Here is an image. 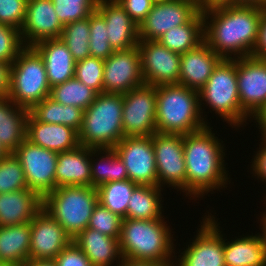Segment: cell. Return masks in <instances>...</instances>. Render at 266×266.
I'll return each instance as SVG.
<instances>
[{
  "instance_id": "26",
  "label": "cell",
  "mask_w": 266,
  "mask_h": 266,
  "mask_svg": "<svg viewBox=\"0 0 266 266\" xmlns=\"http://www.w3.org/2000/svg\"><path fill=\"white\" fill-rule=\"evenodd\" d=\"M73 242L89 258L92 266H116L123 260L119 239L99 231L86 228L73 238ZM115 261L118 264L113 265Z\"/></svg>"
},
{
  "instance_id": "50",
  "label": "cell",
  "mask_w": 266,
  "mask_h": 266,
  "mask_svg": "<svg viewBox=\"0 0 266 266\" xmlns=\"http://www.w3.org/2000/svg\"><path fill=\"white\" fill-rule=\"evenodd\" d=\"M251 118L252 120L253 118L256 120L255 122L259 125L258 128L260 127L259 131H261V136L264 137L266 135V103L262 105Z\"/></svg>"
},
{
  "instance_id": "13",
  "label": "cell",
  "mask_w": 266,
  "mask_h": 266,
  "mask_svg": "<svg viewBox=\"0 0 266 266\" xmlns=\"http://www.w3.org/2000/svg\"><path fill=\"white\" fill-rule=\"evenodd\" d=\"M114 149L124 162L129 180L137 185L158 186L153 135L124 137Z\"/></svg>"
},
{
  "instance_id": "33",
  "label": "cell",
  "mask_w": 266,
  "mask_h": 266,
  "mask_svg": "<svg viewBox=\"0 0 266 266\" xmlns=\"http://www.w3.org/2000/svg\"><path fill=\"white\" fill-rule=\"evenodd\" d=\"M29 112L40 122L63 124L79 132L84 110L77 106L63 105L47 97Z\"/></svg>"
},
{
  "instance_id": "32",
  "label": "cell",
  "mask_w": 266,
  "mask_h": 266,
  "mask_svg": "<svg viewBox=\"0 0 266 266\" xmlns=\"http://www.w3.org/2000/svg\"><path fill=\"white\" fill-rule=\"evenodd\" d=\"M161 191L163 188L159 186L138 185L130 197L125 218L136 220L163 218Z\"/></svg>"
},
{
  "instance_id": "40",
  "label": "cell",
  "mask_w": 266,
  "mask_h": 266,
  "mask_svg": "<svg viewBox=\"0 0 266 266\" xmlns=\"http://www.w3.org/2000/svg\"><path fill=\"white\" fill-rule=\"evenodd\" d=\"M104 59L88 56L75 63V78L98 94L103 93Z\"/></svg>"
},
{
  "instance_id": "8",
  "label": "cell",
  "mask_w": 266,
  "mask_h": 266,
  "mask_svg": "<svg viewBox=\"0 0 266 266\" xmlns=\"http://www.w3.org/2000/svg\"><path fill=\"white\" fill-rule=\"evenodd\" d=\"M50 89L41 55L33 46H26L11 65L8 97L30 111L49 97Z\"/></svg>"
},
{
  "instance_id": "21",
  "label": "cell",
  "mask_w": 266,
  "mask_h": 266,
  "mask_svg": "<svg viewBox=\"0 0 266 266\" xmlns=\"http://www.w3.org/2000/svg\"><path fill=\"white\" fill-rule=\"evenodd\" d=\"M222 58L203 41L180 55L179 84L199 91Z\"/></svg>"
},
{
  "instance_id": "22",
  "label": "cell",
  "mask_w": 266,
  "mask_h": 266,
  "mask_svg": "<svg viewBox=\"0 0 266 266\" xmlns=\"http://www.w3.org/2000/svg\"><path fill=\"white\" fill-rule=\"evenodd\" d=\"M26 139L57 153L73 150L80 145L78 132L73 128L63 124L40 122L30 112L26 121Z\"/></svg>"
},
{
  "instance_id": "28",
  "label": "cell",
  "mask_w": 266,
  "mask_h": 266,
  "mask_svg": "<svg viewBox=\"0 0 266 266\" xmlns=\"http://www.w3.org/2000/svg\"><path fill=\"white\" fill-rule=\"evenodd\" d=\"M30 222L0 226V261L4 266H21L29 262Z\"/></svg>"
},
{
  "instance_id": "43",
  "label": "cell",
  "mask_w": 266,
  "mask_h": 266,
  "mask_svg": "<svg viewBox=\"0 0 266 266\" xmlns=\"http://www.w3.org/2000/svg\"><path fill=\"white\" fill-rule=\"evenodd\" d=\"M28 0H0V23L21 29Z\"/></svg>"
},
{
  "instance_id": "7",
  "label": "cell",
  "mask_w": 266,
  "mask_h": 266,
  "mask_svg": "<svg viewBox=\"0 0 266 266\" xmlns=\"http://www.w3.org/2000/svg\"><path fill=\"white\" fill-rule=\"evenodd\" d=\"M98 203L97 188L93 186L57 187L43 198L46 210L75 238L88 227L94 207Z\"/></svg>"
},
{
  "instance_id": "56",
  "label": "cell",
  "mask_w": 266,
  "mask_h": 266,
  "mask_svg": "<svg viewBox=\"0 0 266 266\" xmlns=\"http://www.w3.org/2000/svg\"><path fill=\"white\" fill-rule=\"evenodd\" d=\"M153 3H163V2H168L171 0H151Z\"/></svg>"
},
{
  "instance_id": "1",
  "label": "cell",
  "mask_w": 266,
  "mask_h": 266,
  "mask_svg": "<svg viewBox=\"0 0 266 266\" xmlns=\"http://www.w3.org/2000/svg\"><path fill=\"white\" fill-rule=\"evenodd\" d=\"M262 8L230 5L203 12L204 41L222 59L252 56Z\"/></svg>"
},
{
  "instance_id": "3",
  "label": "cell",
  "mask_w": 266,
  "mask_h": 266,
  "mask_svg": "<svg viewBox=\"0 0 266 266\" xmlns=\"http://www.w3.org/2000/svg\"><path fill=\"white\" fill-rule=\"evenodd\" d=\"M164 218L136 220L123 218L119 238L123 259L143 262H174L175 239ZM174 254V255H173ZM172 260V261H171Z\"/></svg>"
},
{
  "instance_id": "44",
  "label": "cell",
  "mask_w": 266,
  "mask_h": 266,
  "mask_svg": "<svg viewBox=\"0 0 266 266\" xmlns=\"http://www.w3.org/2000/svg\"><path fill=\"white\" fill-rule=\"evenodd\" d=\"M57 266H92L89 258L72 242L54 259Z\"/></svg>"
},
{
  "instance_id": "46",
  "label": "cell",
  "mask_w": 266,
  "mask_h": 266,
  "mask_svg": "<svg viewBox=\"0 0 266 266\" xmlns=\"http://www.w3.org/2000/svg\"><path fill=\"white\" fill-rule=\"evenodd\" d=\"M260 140L261 144H259V150L256 151L257 154L253 159L252 164H251V168L250 170H252L253 176H257V180L258 178L264 182L266 181V139L264 137H262ZM261 147V148H260Z\"/></svg>"
},
{
  "instance_id": "2",
  "label": "cell",
  "mask_w": 266,
  "mask_h": 266,
  "mask_svg": "<svg viewBox=\"0 0 266 266\" xmlns=\"http://www.w3.org/2000/svg\"><path fill=\"white\" fill-rule=\"evenodd\" d=\"M208 124L203 129L183 135L184 157L186 163V196L190 200L205 196L213 190L228 187L229 171L225 168V150ZM224 151V152H223ZM221 187V188H220ZM193 197V198H192Z\"/></svg>"
},
{
  "instance_id": "39",
  "label": "cell",
  "mask_w": 266,
  "mask_h": 266,
  "mask_svg": "<svg viewBox=\"0 0 266 266\" xmlns=\"http://www.w3.org/2000/svg\"><path fill=\"white\" fill-rule=\"evenodd\" d=\"M59 21L64 26L85 19L96 11L99 0H51Z\"/></svg>"
},
{
  "instance_id": "20",
  "label": "cell",
  "mask_w": 266,
  "mask_h": 266,
  "mask_svg": "<svg viewBox=\"0 0 266 266\" xmlns=\"http://www.w3.org/2000/svg\"><path fill=\"white\" fill-rule=\"evenodd\" d=\"M96 11L106 21L109 42L114 51L138 46L139 26L116 0H99Z\"/></svg>"
},
{
  "instance_id": "29",
  "label": "cell",
  "mask_w": 266,
  "mask_h": 266,
  "mask_svg": "<svg viewBox=\"0 0 266 266\" xmlns=\"http://www.w3.org/2000/svg\"><path fill=\"white\" fill-rule=\"evenodd\" d=\"M235 237L225 242L224 259L226 266H266V246L260 233Z\"/></svg>"
},
{
  "instance_id": "30",
  "label": "cell",
  "mask_w": 266,
  "mask_h": 266,
  "mask_svg": "<svg viewBox=\"0 0 266 266\" xmlns=\"http://www.w3.org/2000/svg\"><path fill=\"white\" fill-rule=\"evenodd\" d=\"M93 156L99 157V159H95ZM90 161L92 186L94 188H98L107 182L129 179L124 162L114 148H90Z\"/></svg>"
},
{
  "instance_id": "19",
  "label": "cell",
  "mask_w": 266,
  "mask_h": 266,
  "mask_svg": "<svg viewBox=\"0 0 266 266\" xmlns=\"http://www.w3.org/2000/svg\"><path fill=\"white\" fill-rule=\"evenodd\" d=\"M63 27L51 0H28L25 21L20 29L25 46L60 38Z\"/></svg>"
},
{
  "instance_id": "42",
  "label": "cell",
  "mask_w": 266,
  "mask_h": 266,
  "mask_svg": "<svg viewBox=\"0 0 266 266\" xmlns=\"http://www.w3.org/2000/svg\"><path fill=\"white\" fill-rule=\"evenodd\" d=\"M25 47L19 29L0 23V61L12 65Z\"/></svg>"
},
{
  "instance_id": "34",
  "label": "cell",
  "mask_w": 266,
  "mask_h": 266,
  "mask_svg": "<svg viewBox=\"0 0 266 266\" xmlns=\"http://www.w3.org/2000/svg\"><path fill=\"white\" fill-rule=\"evenodd\" d=\"M137 186L129 179L102 184L97 188L98 202L109 211L125 218L130 197Z\"/></svg>"
},
{
  "instance_id": "10",
  "label": "cell",
  "mask_w": 266,
  "mask_h": 266,
  "mask_svg": "<svg viewBox=\"0 0 266 266\" xmlns=\"http://www.w3.org/2000/svg\"><path fill=\"white\" fill-rule=\"evenodd\" d=\"M19 160L27 187L44 198L56 187V164L58 153L32 144L25 139L13 152Z\"/></svg>"
},
{
  "instance_id": "14",
  "label": "cell",
  "mask_w": 266,
  "mask_h": 266,
  "mask_svg": "<svg viewBox=\"0 0 266 266\" xmlns=\"http://www.w3.org/2000/svg\"><path fill=\"white\" fill-rule=\"evenodd\" d=\"M141 71L145 84H179L180 55L156 40H139Z\"/></svg>"
},
{
  "instance_id": "52",
  "label": "cell",
  "mask_w": 266,
  "mask_h": 266,
  "mask_svg": "<svg viewBox=\"0 0 266 266\" xmlns=\"http://www.w3.org/2000/svg\"><path fill=\"white\" fill-rule=\"evenodd\" d=\"M233 5L266 7V0H233Z\"/></svg>"
},
{
  "instance_id": "4",
  "label": "cell",
  "mask_w": 266,
  "mask_h": 266,
  "mask_svg": "<svg viewBox=\"0 0 266 266\" xmlns=\"http://www.w3.org/2000/svg\"><path fill=\"white\" fill-rule=\"evenodd\" d=\"M199 91L180 84L156 86V132L185 135L203 129Z\"/></svg>"
},
{
  "instance_id": "12",
  "label": "cell",
  "mask_w": 266,
  "mask_h": 266,
  "mask_svg": "<svg viewBox=\"0 0 266 266\" xmlns=\"http://www.w3.org/2000/svg\"><path fill=\"white\" fill-rule=\"evenodd\" d=\"M212 214L205 215L197 235L189 242L188 248L174 258V266H226L224 259V238L220 226Z\"/></svg>"
},
{
  "instance_id": "27",
  "label": "cell",
  "mask_w": 266,
  "mask_h": 266,
  "mask_svg": "<svg viewBox=\"0 0 266 266\" xmlns=\"http://www.w3.org/2000/svg\"><path fill=\"white\" fill-rule=\"evenodd\" d=\"M29 110L19 107L8 96L0 97V144L13 153L26 139Z\"/></svg>"
},
{
  "instance_id": "5",
  "label": "cell",
  "mask_w": 266,
  "mask_h": 266,
  "mask_svg": "<svg viewBox=\"0 0 266 266\" xmlns=\"http://www.w3.org/2000/svg\"><path fill=\"white\" fill-rule=\"evenodd\" d=\"M123 95L99 93L83 113L79 143L89 148H114L125 137L122 126Z\"/></svg>"
},
{
  "instance_id": "35",
  "label": "cell",
  "mask_w": 266,
  "mask_h": 266,
  "mask_svg": "<svg viewBox=\"0 0 266 266\" xmlns=\"http://www.w3.org/2000/svg\"><path fill=\"white\" fill-rule=\"evenodd\" d=\"M98 93L75 77L50 89L49 97L63 105L77 106L86 110Z\"/></svg>"
},
{
  "instance_id": "6",
  "label": "cell",
  "mask_w": 266,
  "mask_h": 266,
  "mask_svg": "<svg viewBox=\"0 0 266 266\" xmlns=\"http://www.w3.org/2000/svg\"><path fill=\"white\" fill-rule=\"evenodd\" d=\"M200 110L206 104L232 128L246 126L249 116L242 110L237 82V59H222L199 90ZM206 103H204V102ZM202 104H204L202 106ZM245 122V124H243Z\"/></svg>"
},
{
  "instance_id": "48",
  "label": "cell",
  "mask_w": 266,
  "mask_h": 266,
  "mask_svg": "<svg viewBox=\"0 0 266 266\" xmlns=\"http://www.w3.org/2000/svg\"><path fill=\"white\" fill-rule=\"evenodd\" d=\"M10 79L11 64L0 61V97L8 96Z\"/></svg>"
},
{
  "instance_id": "9",
  "label": "cell",
  "mask_w": 266,
  "mask_h": 266,
  "mask_svg": "<svg viewBox=\"0 0 266 266\" xmlns=\"http://www.w3.org/2000/svg\"><path fill=\"white\" fill-rule=\"evenodd\" d=\"M153 149L160 188L174 187L186 193V163L184 157L183 135L153 134Z\"/></svg>"
},
{
  "instance_id": "17",
  "label": "cell",
  "mask_w": 266,
  "mask_h": 266,
  "mask_svg": "<svg viewBox=\"0 0 266 266\" xmlns=\"http://www.w3.org/2000/svg\"><path fill=\"white\" fill-rule=\"evenodd\" d=\"M31 240L29 261L54 260L73 239L44 209L30 222Z\"/></svg>"
},
{
  "instance_id": "51",
  "label": "cell",
  "mask_w": 266,
  "mask_h": 266,
  "mask_svg": "<svg viewBox=\"0 0 266 266\" xmlns=\"http://www.w3.org/2000/svg\"><path fill=\"white\" fill-rule=\"evenodd\" d=\"M117 266H174V262L158 263V262H143V261H131L123 259Z\"/></svg>"
},
{
  "instance_id": "47",
  "label": "cell",
  "mask_w": 266,
  "mask_h": 266,
  "mask_svg": "<svg viewBox=\"0 0 266 266\" xmlns=\"http://www.w3.org/2000/svg\"><path fill=\"white\" fill-rule=\"evenodd\" d=\"M253 57L266 60V7L262 8L258 39L252 53Z\"/></svg>"
},
{
  "instance_id": "36",
  "label": "cell",
  "mask_w": 266,
  "mask_h": 266,
  "mask_svg": "<svg viewBox=\"0 0 266 266\" xmlns=\"http://www.w3.org/2000/svg\"><path fill=\"white\" fill-rule=\"evenodd\" d=\"M90 34L89 17H87L64 25L59 39L65 43L77 62L90 56Z\"/></svg>"
},
{
  "instance_id": "37",
  "label": "cell",
  "mask_w": 266,
  "mask_h": 266,
  "mask_svg": "<svg viewBox=\"0 0 266 266\" xmlns=\"http://www.w3.org/2000/svg\"><path fill=\"white\" fill-rule=\"evenodd\" d=\"M28 188L23 168L13 153L0 159V194Z\"/></svg>"
},
{
  "instance_id": "49",
  "label": "cell",
  "mask_w": 266,
  "mask_h": 266,
  "mask_svg": "<svg viewBox=\"0 0 266 266\" xmlns=\"http://www.w3.org/2000/svg\"><path fill=\"white\" fill-rule=\"evenodd\" d=\"M198 9L200 12H205L207 10L233 5V0H196Z\"/></svg>"
},
{
  "instance_id": "24",
  "label": "cell",
  "mask_w": 266,
  "mask_h": 266,
  "mask_svg": "<svg viewBox=\"0 0 266 266\" xmlns=\"http://www.w3.org/2000/svg\"><path fill=\"white\" fill-rule=\"evenodd\" d=\"M43 209V198L25 188L0 194V226L18 225L31 220Z\"/></svg>"
},
{
  "instance_id": "23",
  "label": "cell",
  "mask_w": 266,
  "mask_h": 266,
  "mask_svg": "<svg viewBox=\"0 0 266 266\" xmlns=\"http://www.w3.org/2000/svg\"><path fill=\"white\" fill-rule=\"evenodd\" d=\"M33 47L43 59L51 88L74 78L76 61L63 41L59 38L46 39Z\"/></svg>"
},
{
  "instance_id": "53",
  "label": "cell",
  "mask_w": 266,
  "mask_h": 266,
  "mask_svg": "<svg viewBox=\"0 0 266 266\" xmlns=\"http://www.w3.org/2000/svg\"><path fill=\"white\" fill-rule=\"evenodd\" d=\"M28 266H57L54 260H34L26 263Z\"/></svg>"
},
{
  "instance_id": "25",
  "label": "cell",
  "mask_w": 266,
  "mask_h": 266,
  "mask_svg": "<svg viewBox=\"0 0 266 266\" xmlns=\"http://www.w3.org/2000/svg\"><path fill=\"white\" fill-rule=\"evenodd\" d=\"M90 148H77L58 153L56 164V187L92 186Z\"/></svg>"
},
{
  "instance_id": "18",
  "label": "cell",
  "mask_w": 266,
  "mask_h": 266,
  "mask_svg": "<svg viewBox=\"0 0 266 266\" xmlns=\"http://www.w3.org/2000/svg\"><path fill=\"white\" fill-rule=\"evenodd\" d=\"M237 82L241 108L251 118L266 103V60L237 58Z\"/></svg>"
},
{
  "instance_id": "45",
  "label": "cell",
  "mask_w": 266,
  "mask_h": 266,
  "mask_svg": "<svg viewBox=\"0 0 266 266\" xmlns=\"http://www.w3.org/2000/svg\"><path fill=\"white\" fill-rule=\"evenodd\" d=\"M132 20L140 26L153 7L151 0H116Z\"/></svg>"
},
{
  "instance_id": "38",
  "label": "cell",
  "mask_w": 266,
  "mask_h": 266,
  "mask_svg": "<svg viewBox=\"0 0 266 266\" xmlns=\"http://www.w3.org/2000/svg\"><path fill=\"white\" fill-rule=\"evenodd\" d=\"M90 38H89V51L90 56L107 59L114 53L110 45L106 21L97 12H93L89 16Z\"/></svg>"
},
{
  "instance_id": "16",
  "label": "cell",
  "mask_w": 266,
  "mask_h": 266,
  "mask_svg": "<svg viewBox=\"0 0 266 266\" xmlns=\"http://www.w3.org/2000/svg\"><path fill=\"white\" fill-rule=\"evenodd\" d=\"M199 12L196 0L154 3L139 26V40H158L172 28L187 24Z\"/></svg>"
},
{
  "instance_id": "55",
  "label": "cell",
  "mask_w": 266,
  "mask_h": 266,
  "mask_svg": "<svg viewBox=\"0 0 266 266\" xmlns=\"http://www.w3.org/2000/svg\"><path fill=\"white\" fill-rule=\"evenodd\" d=\"M9 153L3 148V146L0 144V159L7 156Z\"/></svg>"
},
{
  "instance_id": "41",
  "label": "cell",
  "mask_w": 266,
  "mask_h": 266,
  "mask_svg": "<svg viewBox=\"0 0 266 266\" xmlns=\"http://www.w3.org/2000/svg\"><path fill=\"white\" fill-rule=\"evenodd\" d=\"M122 219L123 218L118 214L109 211L98 202L94 207L87 228L99 231L106 236L119 239Z\"/></svg>"
},
{
  "instance_id": "15",
  "label": "cell",
  "mask_w": 266,
  "mask_h": 266,
  "mask_svg": "<svg viewBox=\"0 0 266 266\" xmlns=\"http://www.w3.org/2000/svg\"><path fill=\"white\" fill-rule=\"evenodd\" d=\"M145 84L138 47L114 51L104 60L103 92L126 94Z\"/></svg>"
},
{
  "instance_id": "31",
  "label": "cell",
  "mask_w": 266,
  "mask_h": 266,
  "mask_svg": "<svg viewBox=\"0 0 266 266\" xmlns=\"http://www.w3.org/2000/svg\"><path fill=\"white\" fill-rule=\"evenodd\" d=\"M171 51L182 54L196 48L204 41V18L198 12L187 24L176 26L158 40Z\"/></svg>"
},
{
  "instance_id": "11",
  "label": "cell",
  "mask_w": 266,
  "mask_h": 266,
  "mask_svg": "<svg viewBox=\"0 0 266 266\" xmlns=\"http://www.w3.org/2000/svg\"><path fill=\"white\" fill-rule=\"evenodd\" d=\"M122 126L125 137L156 133V86L143 84L123 94Z\"/></svg>"
},
{
  "instance_id": "54",
  "label": "cell",
  "mask_w": 266,
  "mask_h": 266,
  "mask_svg": "<svg viewBox=\"0 0 266 266\" xmlns=\"http://www.w3.org/2000/svg\"><path fill=\"white\" fill-rule=\"evenodd\" d=\"M260 226H262L261 228V237H262V240H263V243L264 245L266 246V210L264 211V213L261 214V219H260Z\"/></svg>"
}]
</instances>
